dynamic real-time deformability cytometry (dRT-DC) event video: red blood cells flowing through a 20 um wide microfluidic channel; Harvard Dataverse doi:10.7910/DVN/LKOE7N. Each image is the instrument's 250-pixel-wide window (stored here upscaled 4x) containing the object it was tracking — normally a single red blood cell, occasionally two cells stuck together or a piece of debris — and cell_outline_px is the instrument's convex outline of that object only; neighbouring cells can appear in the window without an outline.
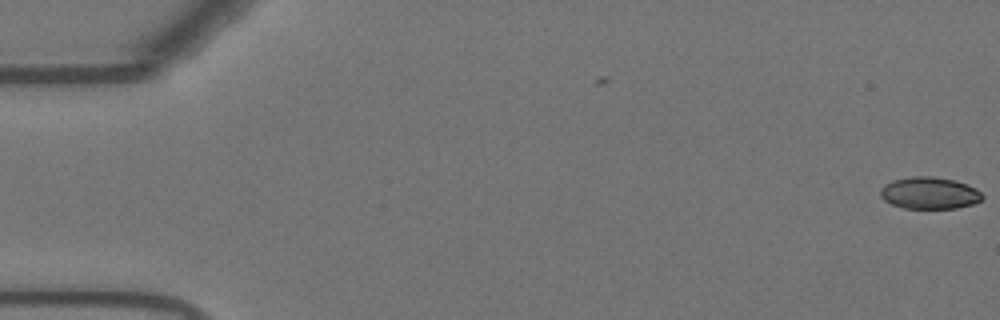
{"species": "Egyptian fruit bat (a non-hibernating species)", "species_latin": "Rousettus aegyptiacus", "temperature_condition": "warm", "stored_images_in_passage": 3, "camera_frame_rate_fps": 3000, "um_per_image_px": 0.085, "animal": {"sex": "female"}, "frame": {"image": 1, "passage_image": 3, "time_ms": 0.667, "image_size_px": [1000, 320], "cell_outline_px": [[984, 200], [972, 204], [956, 208], [904, 208], [892, 204], [884, 200], [880, 196], [880, 188], [884, 184], [892, 180], [912, 176], [932, 176], [956, 180], [968, 184], [976, 188], [984, 196]], "centroid_in_image_um": [79.02, 16.4], "position_along_channel_um": 6.0, "area_um2": 19.19}}